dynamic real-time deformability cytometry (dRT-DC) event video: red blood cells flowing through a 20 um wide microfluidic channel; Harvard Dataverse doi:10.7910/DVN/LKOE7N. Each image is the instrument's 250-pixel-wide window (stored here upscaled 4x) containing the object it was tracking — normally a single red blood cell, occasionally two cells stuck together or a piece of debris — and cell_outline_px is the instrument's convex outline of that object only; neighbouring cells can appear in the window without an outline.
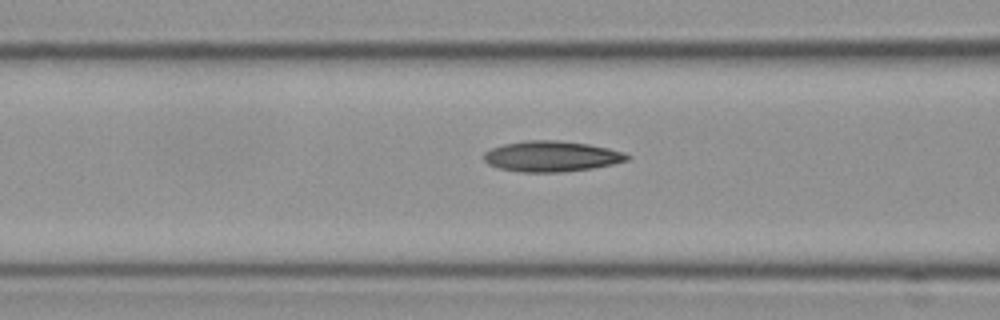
{"species": "Egyptian fruit bat (a non-hibernating species)", "species_latin": "Rousettus aegyptiacus", "temperature_condition": "cold", "stored_images_in_passage": 6, "segment_of_instrument_passage": [2, 2], "camera_frame_rate_fps": 3000, "um_per_image_px": 0.085, "frame": {"image": 1, "passage_image": 6, "time_ms": 1.667, "image_size_px": [1000, 320], "cell_outline_px": [[632, 156], [628, 160], [612, 164], [592, 168], [564, 172], [520, 172], [500, 168], [488, 164], [484, 160], [484, 152], [492, 148], [504, 144], [524, 140], [560, 140], [588, 144], [608, 148], [624, 152]], "centroid_in_image_um": [46.89, 13.28], "position_along_channel_um": 119.7, "area_um2": 25.66}}